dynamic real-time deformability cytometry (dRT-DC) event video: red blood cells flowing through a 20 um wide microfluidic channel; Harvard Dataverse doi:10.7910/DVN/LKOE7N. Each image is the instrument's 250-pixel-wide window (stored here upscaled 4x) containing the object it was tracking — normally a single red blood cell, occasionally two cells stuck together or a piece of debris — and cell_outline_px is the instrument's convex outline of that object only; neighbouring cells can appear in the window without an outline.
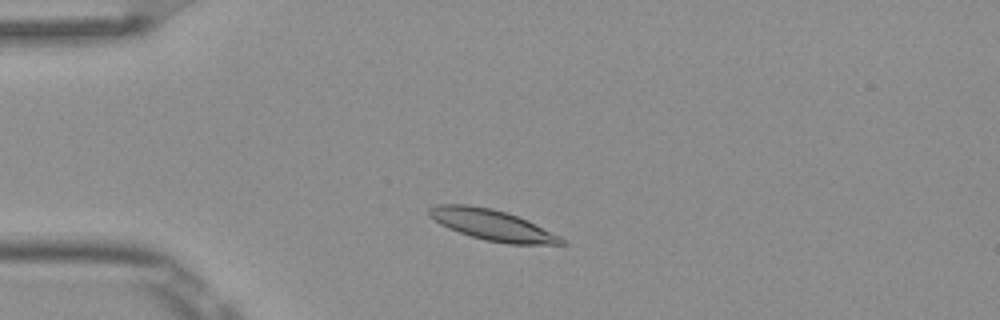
{"species": "Egyptian fruit bat (a non-hibernating species)", "species_latin": "Rousettus aegyptiacus", "temperature_condition": "room temperature", "stored_images_in_passage": 3, "camera_frame_rate_fps": 3000, "um_per_image_px": 0.085, "frame": {"image": 1, "passage_image": 2, "time_ms": 0.333, "image_size_px": [1000, 320], "cell_outline_px": [[568, 244], [508, 244], [484, 240], [448, 228], [440, 224], [428, 216], [428, 208], [436, 204], [468, 204], [492, 208], [508, 212], [528, 220], [560, 236]], "centroid_in_image_um": [41.82, 19.11], "position_along_channel_um": 43.2, "area_um2": 23.87}}